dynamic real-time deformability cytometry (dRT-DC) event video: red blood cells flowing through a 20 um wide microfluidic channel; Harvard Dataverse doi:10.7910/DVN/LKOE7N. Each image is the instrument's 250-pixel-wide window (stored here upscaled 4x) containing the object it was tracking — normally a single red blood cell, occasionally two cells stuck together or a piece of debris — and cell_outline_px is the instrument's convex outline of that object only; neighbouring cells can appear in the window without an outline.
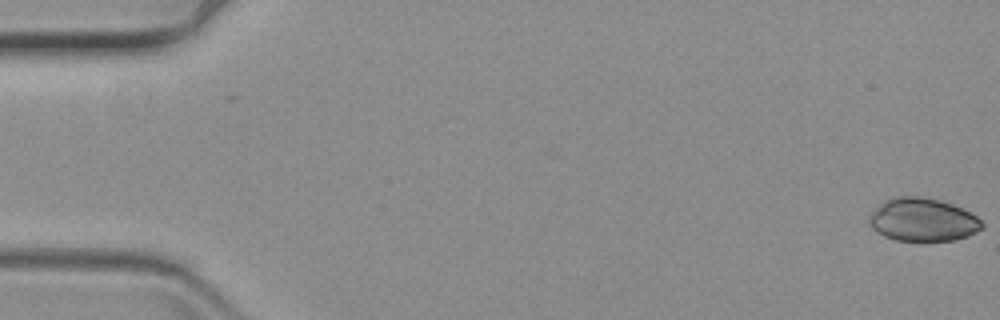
{"species": "common noctule bat (a hibernating species)", "species_latin": "Nyctalus noctula", "temperature_condition": "warm", "stored_images_in_passage": 2, "camera_frame_rate_fps": 3000, "um_per_image_px": 0.085, "animal": {"sex": "female", "body_mass_g": 19.3, "forearm_length_mm": 54.1}, "frame": {"image": 1, "passage_image": 1, "time_ms": 0.0, "image_size_px": [1000, 320], "cell_outline_px": [[984, 228], [968, 236], [956, 240], [896, 240], [884, 236], [876, 232], [868, 224], [868, 216], [884, 200], [892, 196], [924, 196], [940, 200], [952, 204], [976, 216], [984, 224]], "centroid_in_image_um": [78.41, 18.67], "position_along_channel_um": 6.6, "area_um2": 28.5}}